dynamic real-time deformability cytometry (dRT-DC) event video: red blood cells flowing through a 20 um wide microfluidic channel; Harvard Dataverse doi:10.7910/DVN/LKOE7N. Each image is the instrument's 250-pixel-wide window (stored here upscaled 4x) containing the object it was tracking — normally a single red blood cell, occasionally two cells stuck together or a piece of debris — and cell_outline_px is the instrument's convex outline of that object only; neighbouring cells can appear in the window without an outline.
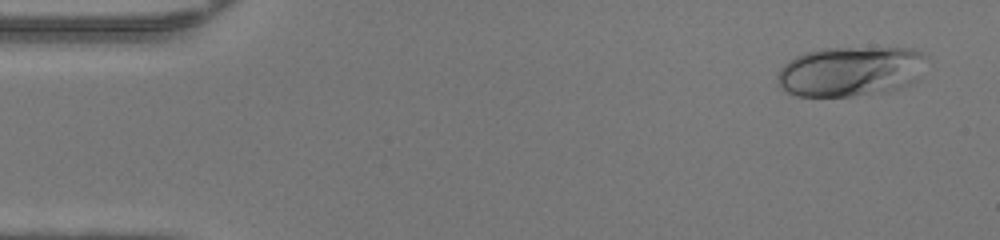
{"species": "human", "species_latin": "Homo sapiens", "temperature_condition": "warm", "stored_images_in_passage": 48, "camera_frame_rate_fps": 3000, "um_per_image_px": 0.085, "donor": {"sex": "female"}, "frame": {"image": 1, "passage_image": 3, "time_ms": 0.667, "image_size_px": [1000, 240], "cell_outline_px": [[928, 56], [916, 80], [908, 84], [888, 92], [852, 96], [796, 96], [788, 92], [776, 80], [776, 76], [780, 68], [788, 60], [804, 52], [824, 48], [912, 48], [924, 52]], "centroid_in_image_um": [72.29, 6.05], "position_along_channel_um": 12.7, "area_um2": 43.64}}
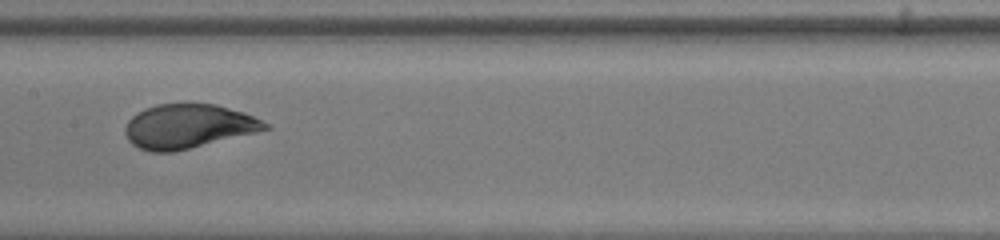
{"frame": {"image": 2, "passage_image": 24, "time_ms": 7.667, "image_size_px": [1000, 240], "cell_outline_px": [[272, 128], [256, 132], [172, 152], [152, 152], [140, 148], [132, 144], [128, 140], [124, 132], [124, 128], [128, 120], [136, 112], [144, 108], [156, 104], [216, 104], [244, 112], [268, 124]], "centroid_in_image_um": [15.95, 10.73], "position_along_channel_um": 191.4, "area_um2": 35.78}}
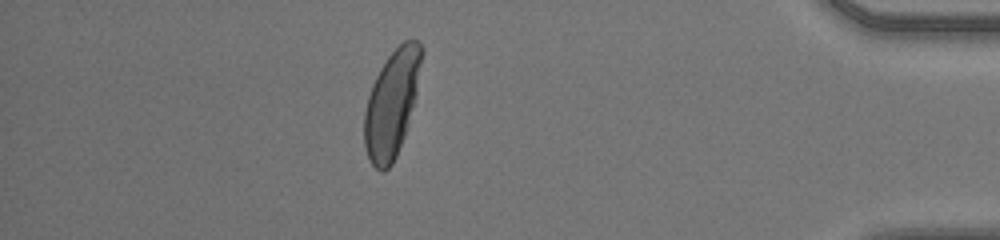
{"frame": {"image": 3, "passage_image": 42, "time_ms": 13.667, "image_size_px": [1000, 240], "cell_outline_px": [[424, 52], [416, 92], [408, 124], [404, 136], [396, 156], [392, 164], [384, 172], [380, 172], [372, 164], [364, 148], [364, 112], [368, 96], [372, 84], [380, 68], [388, 56], [404, 40], [416, 40], [424, 48]], "centroid_in_image_um": [33.29, 8.8], "position_along_channel_um": 401.9, "area_um2": 35.49}, "authors_computed_cell_mechanics": {"area_um2": 36.2984, "velocity_mm_per_s": 4.2818, "shape_relaxation_time_tau1_ms": 3.2223, "shape_relaxation_time_tau2_ms": null, "deformation_change_tau1": 0.1894, "deformation_change_tau2": null}}